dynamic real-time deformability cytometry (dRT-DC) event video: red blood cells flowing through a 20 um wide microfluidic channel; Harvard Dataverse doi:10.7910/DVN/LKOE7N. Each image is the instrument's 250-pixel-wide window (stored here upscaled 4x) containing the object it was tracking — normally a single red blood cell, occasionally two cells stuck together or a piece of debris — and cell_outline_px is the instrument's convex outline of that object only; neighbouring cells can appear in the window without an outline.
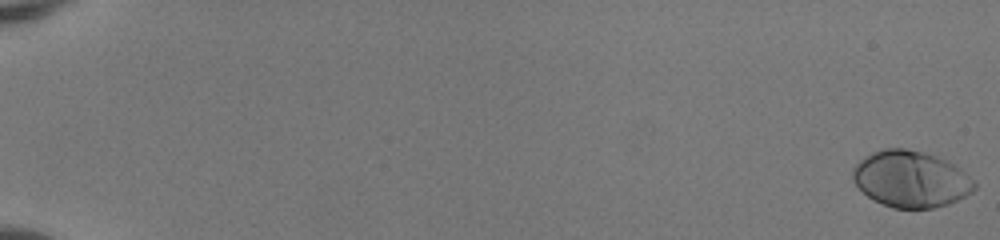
{"species": "human", "species_latin": "Homo sapiens", "temperature_condition": "room temperature", "stored_images_in_passage": 53, "camera_frame_rate_fps": 3000, "um_per_image_px": 0.085, "donor": {"sex": "female"}, "frame": {"image": 1, "passage_image": 1, "time_ms": 0.0, "image_size_px": [1000, 240], "cell_outline_px": [[976, 188], [972, 192], [948, 204], [932, 208], [896, 208], [872, 200], [852, 180], [852, 168], [864, 156], [872, 152], [884, 148], [904, 148], [924, 152], [936, 156], [952, 164], [964, 172], [976, 184]], "centroid_in_image_um": [77.38, 15.21], "position_along_channel_um": 7.6, "area_um2": 39.71}}
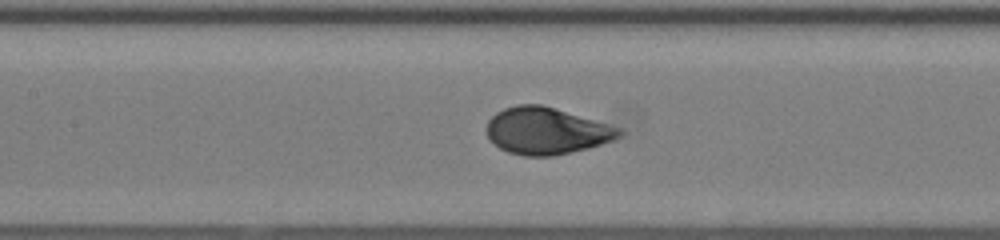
{"frame": {"image": 2, "passage_image": 28, "time_ms": 9.0, "image_size_px": [1000, 240], "cell_outline_px": [[624, 132], [620, 136], [612, 140], [588, 148], [552, 156], [524, 156], [508, 152], [500, 148], [488, 136], [484, 128], [488, 120], [496, 112], [504, 108], [516, 104], [540, 104], [624, 128]], "centroid_in_image_um": [46.44, 11.12], "position_along_channel_um": 161.0, "area_um2": 36.24}}
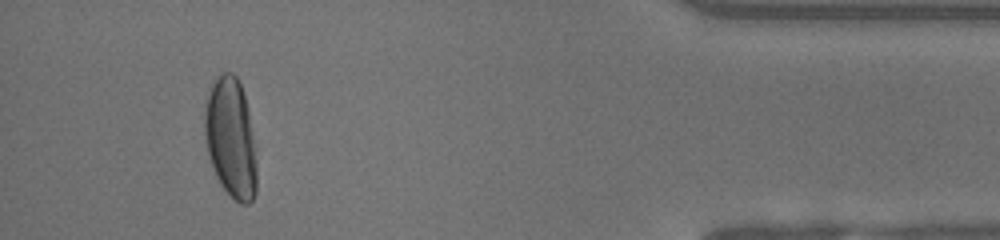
{"frame": {"image": 3, "passage_image": 50, "time_ms": 16.333, "image_size_px": [1000, 240], "cell_outline_px": [[256, 192], [252, 200], [248, 204], [240, 204], [220, 184], [216, 176], [208, 152], [204, 136], [204, 112], [208, 96], [212, 84], [224, 72], [232, 72], [236, 76], [244, 92], [248, 108], [252, 136], [256, 168]], "centroid_in_image_um": [19.61, 11.74], "position_along_channel_um": 415.6, "area_um2": 35.84}, "authors_computed_cell_mechanics": {"area_um2": 36.6452, "velocity_mm_per_s": 4.0914, "shape_relaxation_time_tau1_ms": 2.5861, "shape_relaxation_time_tau2_ms": null, "deformation_change_tau1": 0.1722, "deformation_change_tau2": null}}